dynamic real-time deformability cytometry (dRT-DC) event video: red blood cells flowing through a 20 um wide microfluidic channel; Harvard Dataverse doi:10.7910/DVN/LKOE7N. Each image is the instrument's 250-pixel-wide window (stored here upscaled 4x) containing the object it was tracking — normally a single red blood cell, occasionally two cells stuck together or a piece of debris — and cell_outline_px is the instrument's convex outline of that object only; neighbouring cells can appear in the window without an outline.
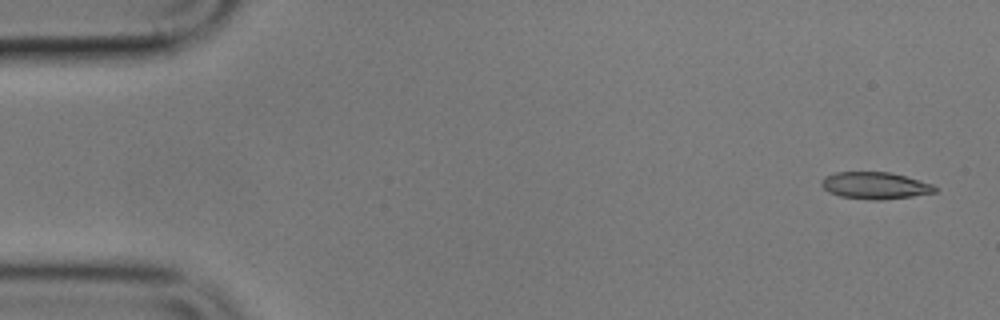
{"species": "common noctule bat (a hibernating species)", "species_latin": "Nyctalus noctula", "temperature_condition": "cold", "stored_images_in_passage": 6, "camera_frame_rate_fps": 3000, "um_per_image_px": 0.085, "animal": {"sex": "male", "body_mass_g": 17.9}, "frame": {"image": 1, "passage_image": 1, "time_ms": 0.0, "image_size_px": [1000, 320], "cell_outline_px": [[936, 192], [912, 196], [884, 200], [872, 200], [840, 196], [828, 192], [820, 184], [820, 180], [824, 176], [836, 172], [892, 172], [932, 184], [936, 188]], "centroid_in_image_um": [74.34, 15.77], "position_along_channel_um": 10.7, "area_um2": 17.86}}
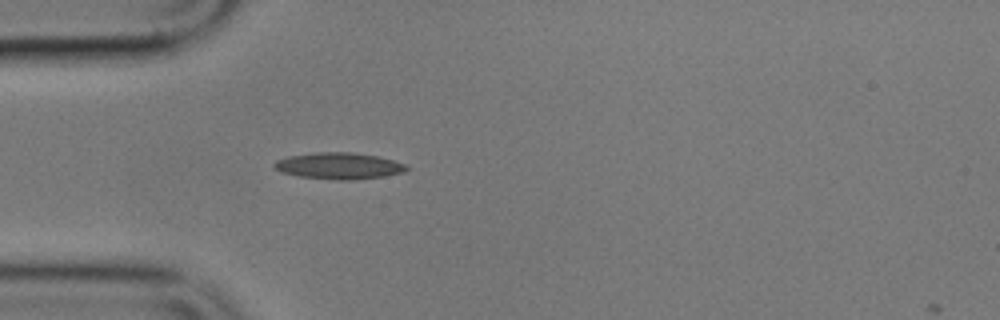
{"frame": {"image": 2, "passage_image": 5, "time_ms": 4.667, "image_size_px": [1000, 320], "cell_outline_px": [[408, 168], [404, 172], [384, 176], [348, 180], [336, 180], [300, 176], [280, 172], [272, 168], [272, 164], [276, 160], [288, 156], [312, 152], [352, 152], [380, 156], [408, 164]], "centroid_in_image_um": [28.79, 14.08], "position_along_channel_um": 56.2, "area_um2": 20.69}}